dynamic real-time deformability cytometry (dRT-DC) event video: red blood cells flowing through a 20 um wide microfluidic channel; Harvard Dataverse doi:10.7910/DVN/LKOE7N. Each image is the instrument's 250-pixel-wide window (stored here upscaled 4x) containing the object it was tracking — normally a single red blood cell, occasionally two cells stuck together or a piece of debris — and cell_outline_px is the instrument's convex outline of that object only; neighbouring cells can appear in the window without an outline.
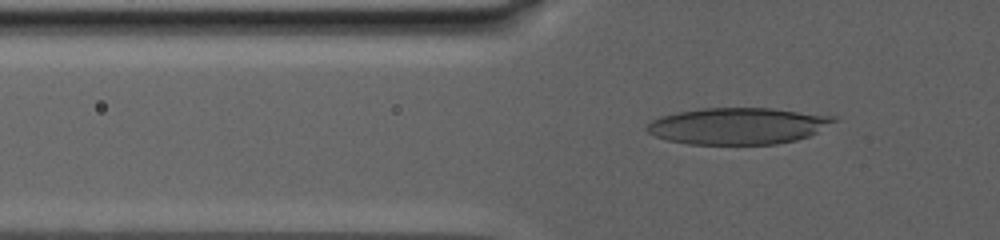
{"species": "human", "species_latin": "Homo sapiens", "temperature_condition": "warm", "stored_images_in_passage": 57, "camera_frame_rate_fps": 3000, "um_per_image_px": 0.085, "donor": {"sex": "male"}, "frame": {"image": 1, "passage_image": 18, "time_ms": 10.0, "image_size_px": [1000, 240], "cell_outline_px": [[836, 120], [816, 132], [808, 136], [796, 140], [776, 144], [688, 144], [668, 140], [656, 136], [648, 132], [644, 128], [652, 120], [660, 116], [676, 112], [700, 108], [772, 108], [836, 116]], "centroid_in_image_um": [62.69, 10.7], "position_along_channel_um": 63.1, "area_um2": 39.77}}
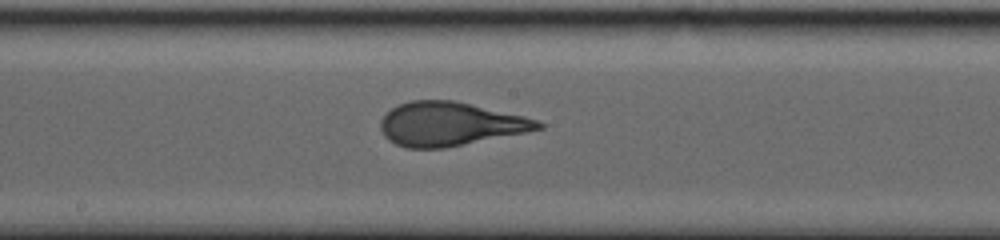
{"frame": {"image": 2, "passage_image": 33, "time_ms": 16.333, "image_size_px": [1000, 240], "cell_outline_px": [[544, 128], [444, 148], [408, 148], [396, 144], [388, 140], [384, 136], [380, 128], [380, 120], [396, 104], [412, 100], [452, 100], [524, 116], [536, 120], [544, 124]], "centroid_in_image_um": [38.2, 10.53], "position_along_channel_um": 210.0, "area_um2": 39.77}}
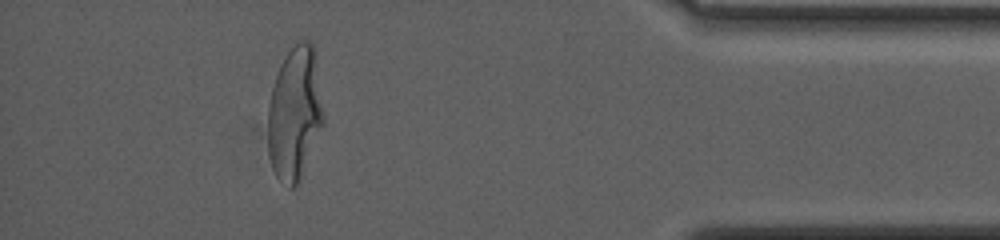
{"frame": {"image": 3, "passage_image": 52, "time_ms": 25.667, "image_size_px": [1000, 240], "cell_outline_px": [[324, 124], [300, 184], [292, 188], [288, 188], [276, 176], [272, 168], [268, 156], [268, 104], [272, 88], [280, 64], [284, 56], [300, 40], [308, 40], [316, 48], [324, 112]], "centroid_in_image_um": [25.08, 9.67], "position_along_channel_um": 410.1, "area_um2": 44.39}, "authors_computed_cell_mechanics": {"area_um2": 40.9224, "velocity_mm_per_s": 2.5236, "shape_relaxation_time_tau1_ms": 8.3882, "shape_relaxation_time_tau2_ms": null, "deformation_change_tau1": 0.2697, "deformation_change_tau2": null}}